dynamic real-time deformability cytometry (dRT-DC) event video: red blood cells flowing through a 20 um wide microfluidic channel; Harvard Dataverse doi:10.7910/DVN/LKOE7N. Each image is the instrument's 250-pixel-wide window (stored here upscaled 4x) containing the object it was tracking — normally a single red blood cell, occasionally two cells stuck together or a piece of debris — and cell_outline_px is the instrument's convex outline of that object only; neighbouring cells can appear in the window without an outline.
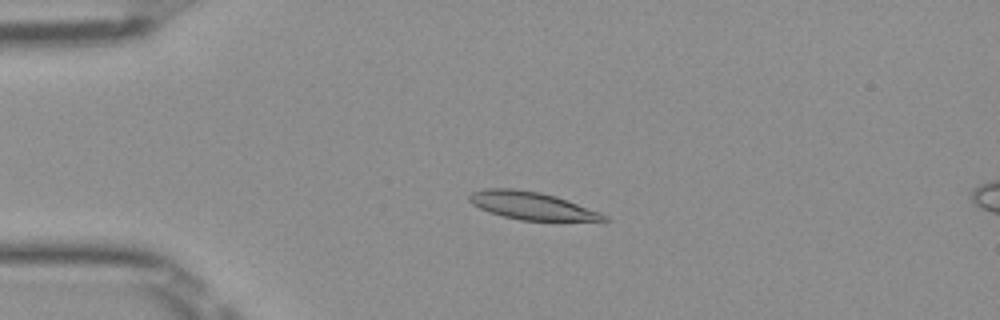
{"species": "Egyptian fruit bat (a non-hibernating species)", "species_latin": "Rousettus aegyptiacus", "temperature_condition": "room temperature", "stored_images_in_passage": 50, "camera_frame_rate_fps": 3000, "um_per_image_px": 0.085, "frame": {"image": 1, "passage_image": 11, "time_ms": 3.333, "image_size_px": [1000, 320], "cell_outline_px": [[608, 220], [520, 220], [488, 212], [472, 204], [468, 200], [468, 196], [472, 192], [484, 188], [516, 188], [540, 192], [556, 196], [600, 212], [608, 216]], "centroid_in_image_um": [45.14, 17.46], "position_along_channel_um": 39.9, "area_um2": 21.56}}
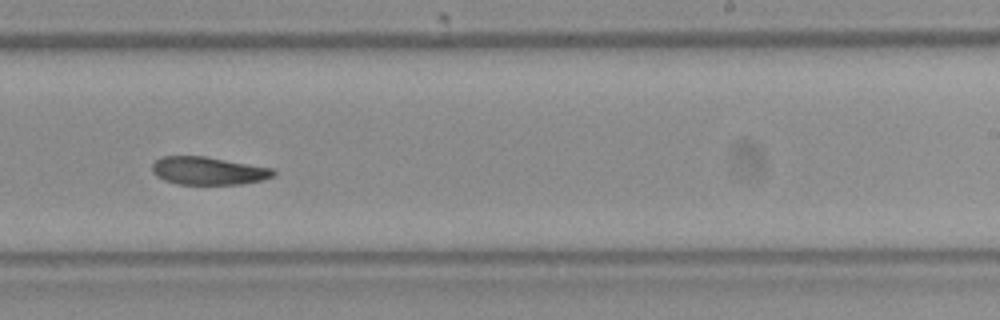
{"frame": {"image": 2, "passage_image": 31, "time_ms": 10.0, "image_size_px": [1000, 320], "cell_outline_px": [[276, 176], [264, 180], [240, 184], [176, 184], [164, 180], [156, 176], [152, 172], [152, 164], [160, 156], [204, 156], [272, 168], [276, 172]], "centroid_in_image_um": [17.7, 14.52], "position_along_channel_um": 271.3, "area_um2": 19.83}}
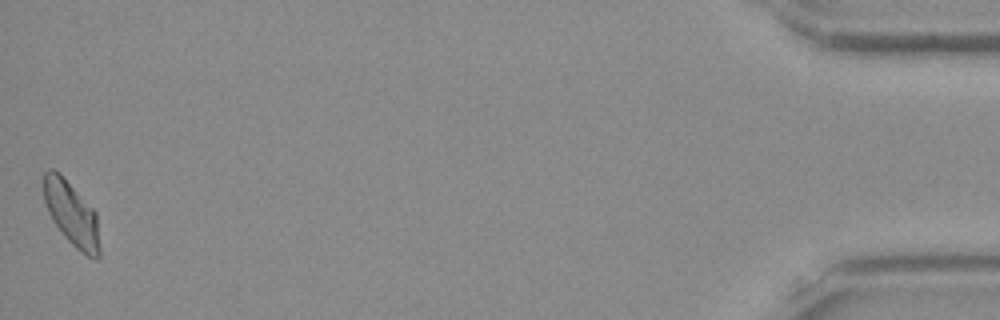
{"frame": {"image": 3, "passage_image": 50, "time_ms": 16.333, "image_size_px": [1000, 320], "cell_outline_px": [[100, 256], [96, 260], [80, 252], [64, 236], [52, 220], [48, 212], [44, 200], [44, 172], [48, 168], [52, 168], [60, 172], [96, 212], [100, 248]], "centroid_in_image_um": [6.09, 18.17], "position_along_channel_um": 429.1, "area_um2": 21.04}, "authors_computed_cell_mechanics": {"area_um2": 21.0103, "velocity_mm_per_s": 3.9502, "shape_relaxation_time_tau1_ms": 7.7614, "shape_relaxation_time_tau2_ms": 7.9422, "deformation_change_tau1": 0.1811, "deformation_change_tau2": 0.1264}}